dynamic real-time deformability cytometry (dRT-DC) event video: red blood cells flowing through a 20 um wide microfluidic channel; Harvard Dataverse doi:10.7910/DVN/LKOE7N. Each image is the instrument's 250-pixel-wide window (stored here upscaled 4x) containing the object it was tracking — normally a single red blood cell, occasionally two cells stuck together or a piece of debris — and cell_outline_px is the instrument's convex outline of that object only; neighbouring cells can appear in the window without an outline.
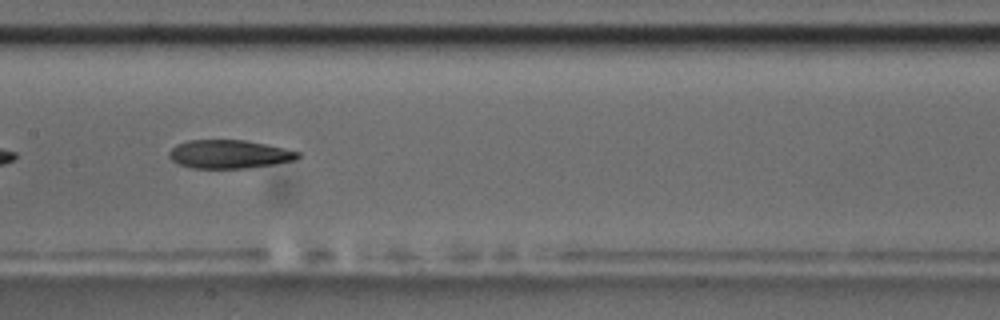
{"species": "common noctule bat (a hibernating species)", "species_latin": "Nyctalus noctula", "temperature_condition": "room temperature", "stored_images_in_passage": 7, "camera_frame_rate_fps": 3000, "um_per_image_px": 0.085, "animal": {"sex": "male", "body_mass_g": 17.5, "forearm_length_mm": 52.3}, "frame": {"image": 1, "passage_image": 4, "time_ms": 3.667, "image_size_px": [1000, 320], "cell_outline_px": [[300, 156], [296, 160], [248, 168], [192, 168], [180, 164], [172, 160], [168, 156], [168, 152], [176, 144], [188, 140], [244, 140], [268, 144], [300, 152]], "centroid_in_image_um": [19.48, 13.1], "position_along_channel_um": 187.9, "area_um2": 21.39}}